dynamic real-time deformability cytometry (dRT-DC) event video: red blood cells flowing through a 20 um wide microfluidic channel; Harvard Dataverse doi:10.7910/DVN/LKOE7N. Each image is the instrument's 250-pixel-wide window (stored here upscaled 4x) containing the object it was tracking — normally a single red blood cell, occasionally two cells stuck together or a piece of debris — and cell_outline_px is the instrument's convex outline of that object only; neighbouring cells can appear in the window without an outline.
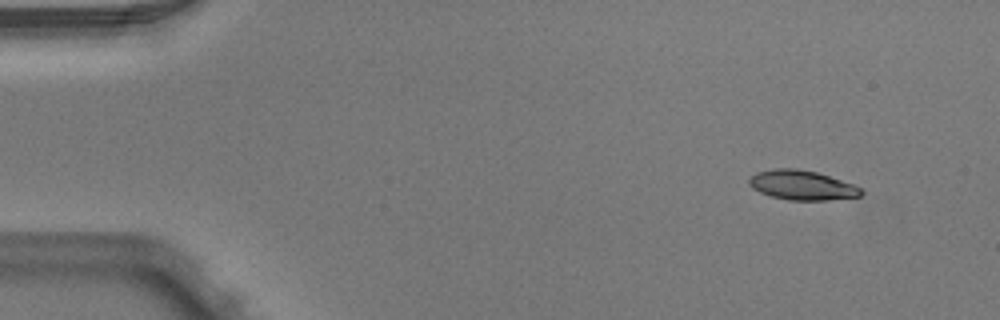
{"species": "Egyptian fruit bat (a non-hibernating species)", "species_latin": "Rousettus aegyptiacus", "temperature_condition": "warm", "stored_images_in_passage": 3, "camera_frame_rate_fps": 3000, "um_per_image_px": 0.085, "animal": {"sex": "male"}, "frame": {"image": 1, "passage_image": 1, "time_ms": 0.0, "image_size_px": [1000, 320], "cell_outline_px": [[864, 192], [860, 196], [824, 200], [788, 200], [772, 196], [760, 192], [752, 188], [748, 184], [748, 180], [756, 172], [772, 168], [796, 168], [816, 172], [852, 184], [860, 188]], "centroid_in_image_um": [68.12, 15.73], "position_along_channel_um": 16.9, "area_um2": 19.13}}
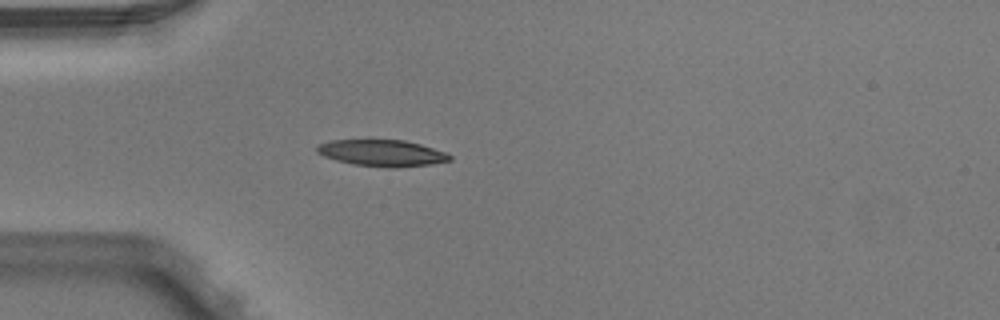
{"frame": {"image": 2, "passage_image": 3, "time_ms": 0.667, "image_size_px": [1000, 320], "cell_outline_px": [[452, 160], [432, 164], [396, 168], [388, 168], [352, 164], [336, 160], [324, 156], [316, 152], [316, 148], [320, 144], [332, 140], [404, 140], [420, 144], [448, 152], [452, 156]], "centroid_in_image_um": [32.52, 13.02], "position_along_channel_um": 52.5, "area_um2": 20.63}}